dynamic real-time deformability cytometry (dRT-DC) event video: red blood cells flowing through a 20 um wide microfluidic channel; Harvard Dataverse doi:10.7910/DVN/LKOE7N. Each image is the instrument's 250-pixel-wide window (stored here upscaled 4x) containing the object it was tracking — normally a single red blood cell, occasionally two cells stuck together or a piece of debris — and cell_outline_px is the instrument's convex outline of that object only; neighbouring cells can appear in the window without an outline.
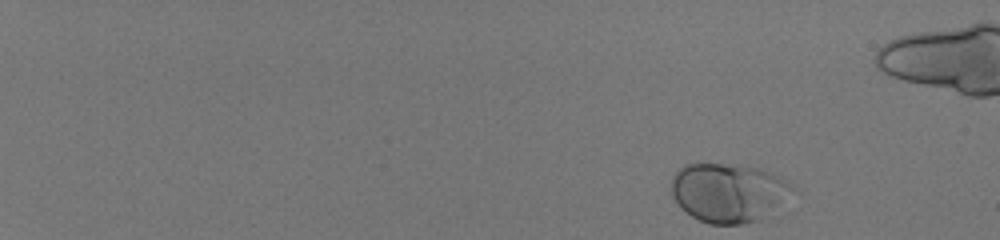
{"species": "human", "species_latin": "Homo sapiens", "temperature_condition": "room temperature", "stored_images_in_passage": 48, "camera_frame_rate_fps": 3000, "um_per_image_px": 0.085, "donor": {"sex": "male"}, "frame": {"image": 1, "passage_image": 1, "time_ms": 0.0, "image_size_px": [1000, 240], "cell_outline_px": [[788, 180], [776, 200], [760, 220], [740, 224], [708, 224], [692, 216], [672, 196], [672, 176], [684, 164], [740, 164], [760, 168], [780, 176]], "centroid_in_image_um": [61.72, 16.33], "position_along_channel_um": 23.3, "area_um2": 39.59}}
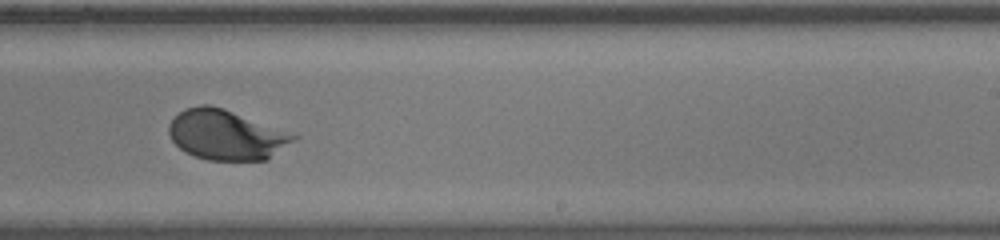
{"frame": {"image": 2, "passage_image": 33, "time_ms": 10.667, "image_size_px": [1000, 240], "cell_outline_px": [[300, 136], [268, 160], [208, 160], [184, 152], [172, 140], [168, 132], [168, 124], [184, 108], [200, 104], [208, 104], [224, 108]], "centroid_in_image_um": [19.22, 11.46], "position_along_channel_um": 269.8, "area_um2": 36.3}}
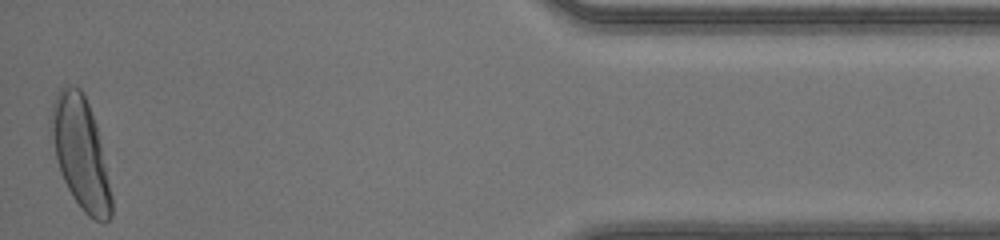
{"frame": {"image": 3, "passage_image": 48, "time_ms": 15.667, "image_size_px": [1000, 240], "cell_outline_px": [[112, 216], [104, 224], [88, 216], [84, 212], [72, 196], [60, 172], [56, 156], [52, 132], [52, 104], [60, 88], [64, 84], [68, 84], [80, 88], [88, 104], [96, 124], [112, 196]], "centroid_in_image_um": [6.87, 13.04], "position_along_channel_um": 428.3, "area_um2": 38.32}, "authors_computed_cell_mechanics": {"area_um2": 36.0094, "velocity_mm_per_s": 4.1444, "shape_relaxation_time_tau1_ms": 2.963, "shape_relaxation_time_tau2_ms": null, "deformation_change_tau1": 0.1421, "deformation_change_tau2": null}}